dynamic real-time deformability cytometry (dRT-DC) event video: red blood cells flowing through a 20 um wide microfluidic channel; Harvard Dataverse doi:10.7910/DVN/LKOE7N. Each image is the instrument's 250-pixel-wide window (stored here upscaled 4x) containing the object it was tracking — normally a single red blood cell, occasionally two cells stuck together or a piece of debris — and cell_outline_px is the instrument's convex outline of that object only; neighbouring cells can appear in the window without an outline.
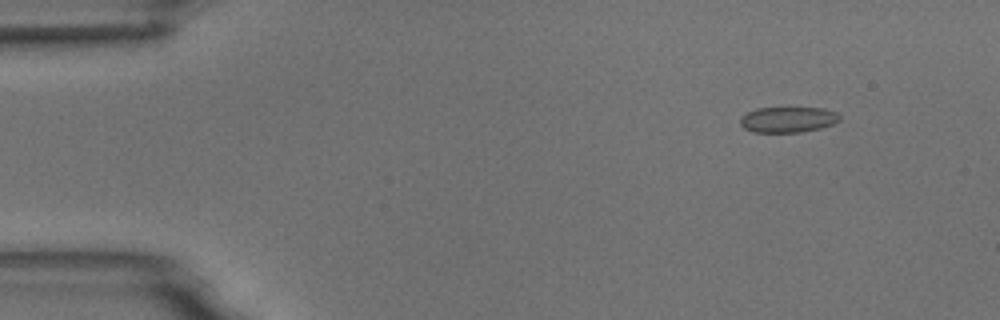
{"species": "common noctule bat (a hibernating species)", "species_latin": "Nyctalus noctula", "temperature_condition": "room temperature", "stored_images_in_passage": 4, "camera_frame_rate_fps": 3000, "um_per_image_px": 0.085, "animal": {"sex": "male", "body_mass_g": 18.8}, "frame": {"image": 1, "passage_image": 2, "time_ms": 1.0, "image_size_px": [1000, 320], "cell_outline_px": [[840, 120], [832, 124], [820, 128], [800, 132], [752, 132], [744, 128], [740, 124], [740, 116], [756, 108], [824, 108], [836, 112], [840, 116]], "centroid_in_image_um": [66.95, 10.16], "position_along_channel_um": 18.0, "area_um2": 14.85}}